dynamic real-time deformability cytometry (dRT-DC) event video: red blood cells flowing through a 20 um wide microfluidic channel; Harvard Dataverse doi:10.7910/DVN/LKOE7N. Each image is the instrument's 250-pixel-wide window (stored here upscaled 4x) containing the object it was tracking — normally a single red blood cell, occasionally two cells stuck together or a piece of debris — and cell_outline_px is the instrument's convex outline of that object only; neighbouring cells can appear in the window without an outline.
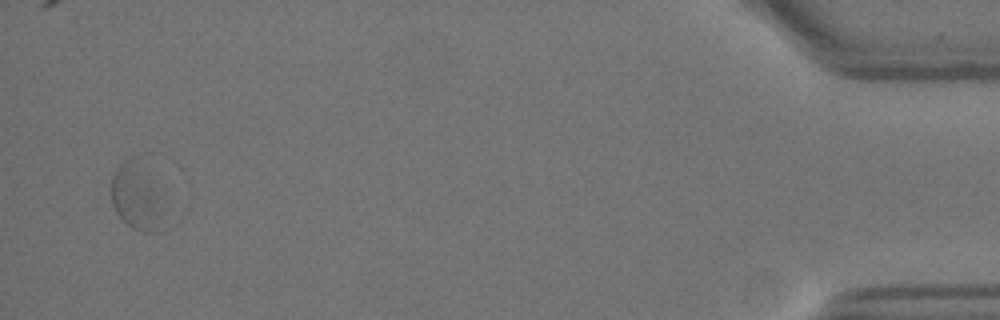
{"species": "Egyptian fruit bat (a non-hibernating species)", "species_latin": "Rousettus aegyptiacus", "temperature_condition": "warm", "stored_images_in_passage": 46, "camera_frame_rate_fps": 3000, "um_per_image_px": 0.085, "animal": {"sex": "female"}, "frame": {"image": 1, "passage_image": 46, "time_ms": 15.0, "image_size_px": [1000, 320], "cell_outline_px": [[180, 220], [172, 228], [164, 232], [144, 232], [132, 228], [116, 212], [112, 204], [112, 176], [116, 168], [124, 160], [132, 156], [136, 156]], "centroid_in_image_um": [11.95, 16.91], "position_along_channel_um": 423.3, "area_um2": 23.29}}